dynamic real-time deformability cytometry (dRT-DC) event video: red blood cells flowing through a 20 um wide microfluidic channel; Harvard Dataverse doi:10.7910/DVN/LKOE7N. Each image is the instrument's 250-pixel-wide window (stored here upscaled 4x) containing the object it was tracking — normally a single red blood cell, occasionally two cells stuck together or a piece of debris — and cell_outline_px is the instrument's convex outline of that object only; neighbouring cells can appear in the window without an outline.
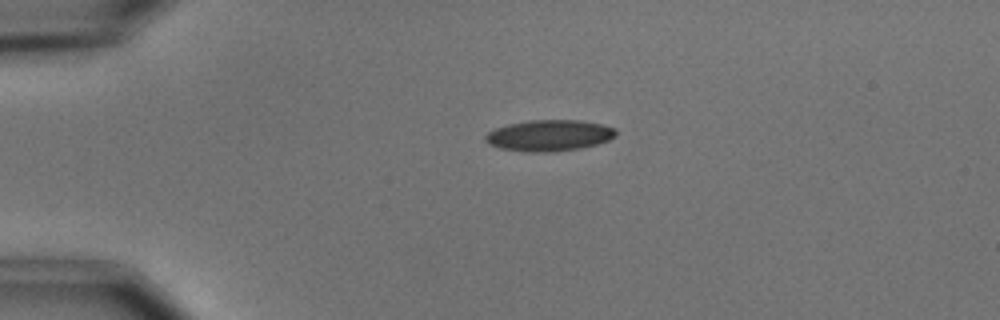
{"species": "common noctule bat (a hibernating species)", "species_latin": "Nyctalus noctula", "temperature_condition": "cold", "stored_images_in_passage": 2, "camera_frame_rate_fps": 3000, "um_per_image_px": 0.085, "animal": {"sex": "male", "body_mass_g": 15.6}, "frame": {"image": 1, "passage_image": 1, "time_ms": 0.0, "image_size_px": [1000, 320], "cell_outline_px": [[616, 136], [608, 140], [596, 144], [580, 148], [552, 152], [524, 152], [500, 148], [488, 144], [484, 140], [484, 136], [488, 132], [496, 128], [508, 124], [528, 120], [580, 120], [600, 124], [616, 128]], "centroid_in_image_um": [46.65, 11.52], "position_along_channel_um": 38.3, "area_um2": 23.81}}